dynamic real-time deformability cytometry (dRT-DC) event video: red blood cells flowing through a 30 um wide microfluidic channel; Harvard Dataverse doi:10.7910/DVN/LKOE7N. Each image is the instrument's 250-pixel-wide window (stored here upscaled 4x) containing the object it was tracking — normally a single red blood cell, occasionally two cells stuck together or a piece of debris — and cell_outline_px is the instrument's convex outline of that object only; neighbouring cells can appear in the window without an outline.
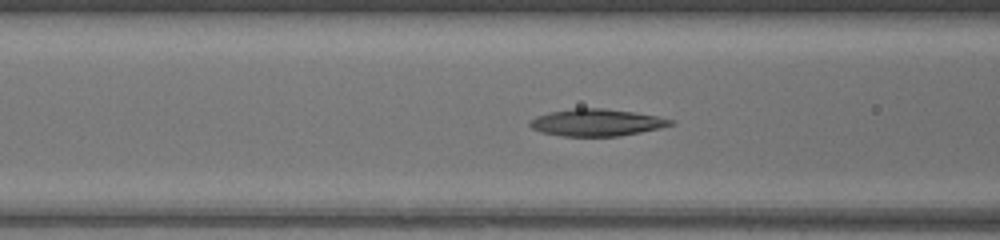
{"species": "common noctule bat (a hibernating species)", "species_latin": "Nyctalus noctula", "temperature_condition": "warm", "stored_images_in_passage": 54, "camera_frame_rate_fps": 3000, "um_per_image_px": 0.085, "animal": {"sex": "female", "body_mass_g": 17.0, "forearm_length_mm": 48.0}, "frame": {"image": 1, "passage_image": 22, "time_ms": 7.0, "image_size_px": [1000, 240], "cell_outline_px": [[676, 124], [660, 128], [620, 136], [564, 136], [540, 132], [532, 128], [528, 124], [528, 120], [536, 116], [548, 112], [572, 108], [604, 108], [636, 112], [676, 120]], "centroid_in_image_um": [50.71, 10.41], "position_along_channel_um": 115.9, "area_um2": 22.43}}
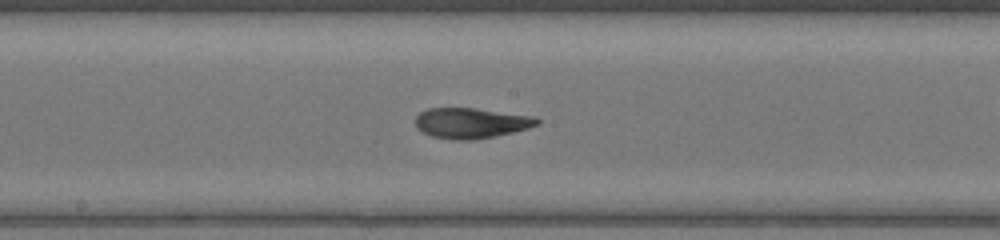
{"frame": {"image": 2, "passage_image": 29, "time_ms": 9.333, "image_size_px": [1000, 240], "cell_outline_px": [[540, 124], [528, 128], [496, 136], [472, 140], [452, 140], [432, 136], [416, 128], [416, 116], [420, 112], [428, 108], [476, 108], [536, 116], [540, 120]], "centroid_in_image_um": [40.07, 10.45], "position_along_channel_um": 208.1, "area_um2": 21.73}}
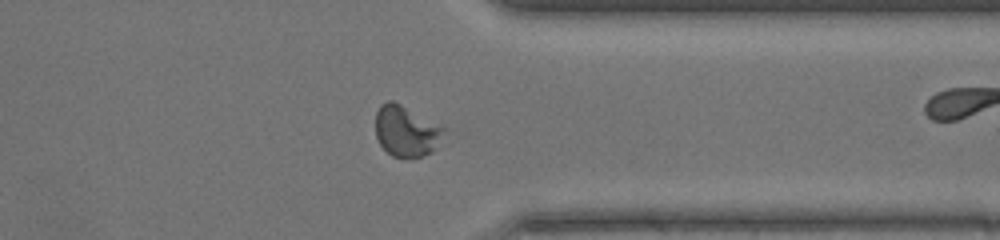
{"frame": {"image": 3, "passage_image": 42, "time_ms": 13.667, "image_size_px": [1000, 240], "cell_outline_px": [[448, 128], [432, 152], [420, 156], [392, 156], [380, 144], [376, 136], [376, 112], [380, 104], [388, 100], [392, 100]], "centroid_in_image_um": [34.54, 11.11], "position_along_channel_um": 376.9, "area_um2": 20.11}}